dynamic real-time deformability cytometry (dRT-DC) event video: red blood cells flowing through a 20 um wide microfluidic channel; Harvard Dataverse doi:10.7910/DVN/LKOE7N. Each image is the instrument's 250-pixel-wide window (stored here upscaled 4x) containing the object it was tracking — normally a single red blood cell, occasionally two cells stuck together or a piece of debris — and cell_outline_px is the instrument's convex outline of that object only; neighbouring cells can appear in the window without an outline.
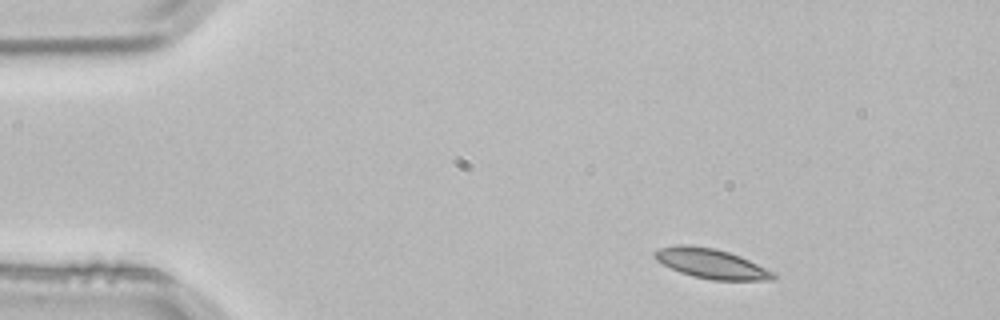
{"species": "common noctule bat (a hibernating species)", "species_latin": "Nyctalus noctula", "temperature_condition": "room temperature", "stored_images_in_passage": 3, "camera_frame_rate_fps": 3000, "um_per_image_px": 0.085, "animal": {"sex": "male", "body_mass_g": 21.5, "forearm_length_mm": 52.0}, "frame": {"image": 1, "passage_image": 1, "time_ms": 0.0, "image_size_px": [1000, 320], "cell_outline_px": [[776, 276], [772, 280], [712, 280], [692, 276], [680, 272], [656, 260], [652, 256], [652, 252], [660, 248], [676, 244], [688, 244], [712, 248], [728, 252], [740, 256], [776, 272]], "centroid_in_image_um": [60.45, 22.4], "position_along_channel_um": 24.6, "area_um2": 20.63}}
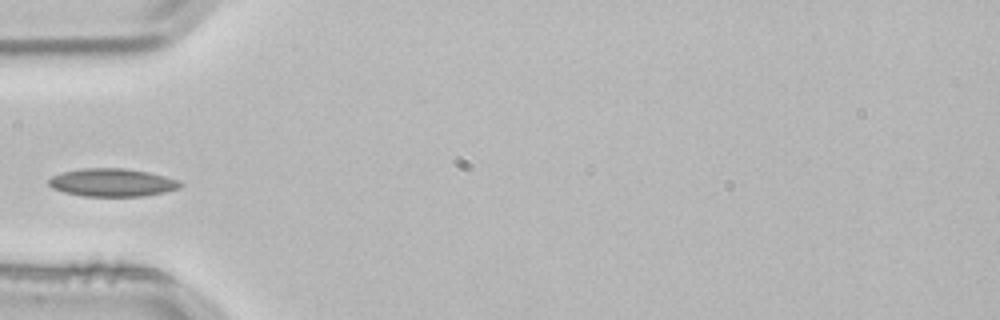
{"frame": {"image": 2, "passage_image": 3, "time_ms": 0.667, "image_size_px": [1000, 320], "cell_outline_px": [[184, 184], [180, 188], [164, 192], [144, 196], [84, 196], [64, 192], [52, 188], [48, 184], [48, 180], [52, 176], [64, 172], [80, 168], [124, 168], [148, 172], [180, 180]], "centroid_in_image_um": [9.56, 15.51], "position_along_channel_um": 75.4, "area_um2": 21.5}}